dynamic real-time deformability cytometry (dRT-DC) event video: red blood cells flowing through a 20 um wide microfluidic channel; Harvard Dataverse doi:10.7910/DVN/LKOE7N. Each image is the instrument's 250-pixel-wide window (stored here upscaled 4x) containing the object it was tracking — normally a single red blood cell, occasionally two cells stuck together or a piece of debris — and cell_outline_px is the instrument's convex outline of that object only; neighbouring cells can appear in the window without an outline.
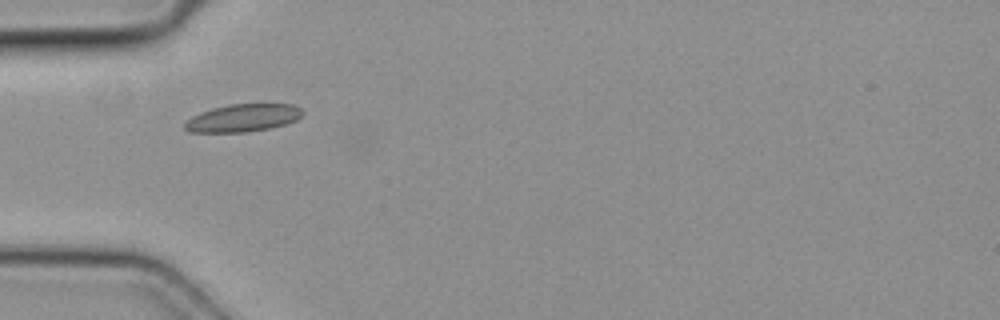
{"species": "common noctule bat (a hibernating species)", "species_latin": "Nyctalus noctula", "temperature_condition": "cold", "stored_images_in_passage": 2, "camera_frame_rate_fps": 3000, "um_per_image_px": 0.085, "animal": {"sex": "female", "body_mass_g": 19.3, "forearm_length_mm": 54.1}, "frame": {"image": 1, "passage_image": 1, "time_ms": 0.0, "image_size_px": [1000, 320], "cell_outline_px": [[304, 112], [296, 120], [284, 124], [268, 128], [248, 132], [188, 132], [184, 128], [184, 124], [192, 116], [200, 112], [212, 108], [228, 104], [292, 104], [300, 108]], "centroid_in_image_um": [20.62, 10.02], "position_along_channel_um": 64.4, "area_um2": 18.9}}
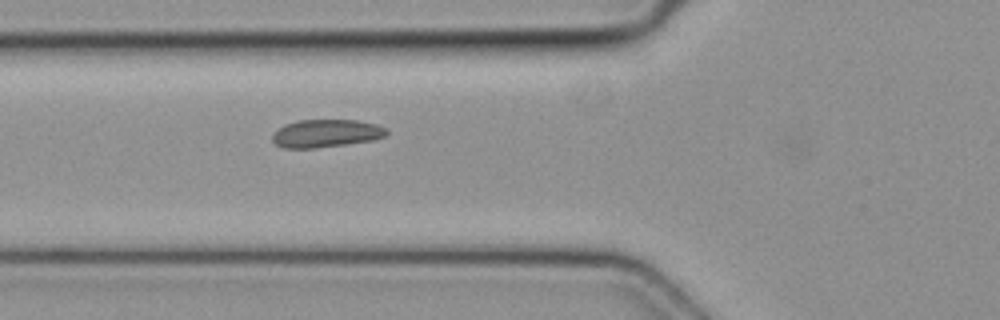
{"frame": {"image": 2, "passage_image": 2, "time_ms": 0.333, "image_size_px": [1000, 320], "cell_outline_px": [[388, 132], [384, 136], [376, 140], [348, 144], [316, 148], [284, 148], [276, 144], [272, 140], [272, 136], [284, 124], [296, 120], [356, 120], [376, 124], [388, 128]], "centroid_in_image_um": [27.75, 11.34], "position_along_channel_um": 98.0, "area_um2": 18.67}}